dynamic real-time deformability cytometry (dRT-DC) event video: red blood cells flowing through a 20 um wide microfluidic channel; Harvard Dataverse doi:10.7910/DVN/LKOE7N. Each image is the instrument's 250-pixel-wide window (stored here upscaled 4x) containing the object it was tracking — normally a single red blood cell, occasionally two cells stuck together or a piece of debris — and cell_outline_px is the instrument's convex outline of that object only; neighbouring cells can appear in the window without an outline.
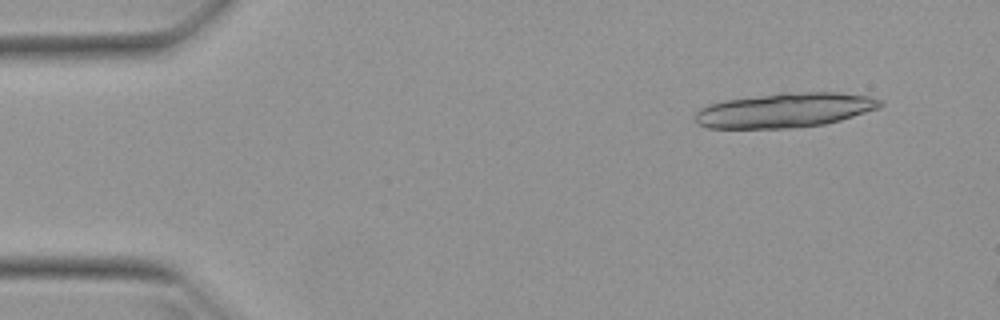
{"species": "Egyptian fruit bat (a non-hibernating species)", "species_latin": "Rousettus aegyptiacus", "temperature_condition": "warm", "stored_images_in_passage": 10, "camera_frame_rate_fps": 3000, "um_per_image_px": 0.085, "animal": {"sex": "female"}, "frame": {"image": 1, "passage_image": 4, "time_ms": 1.0, "image_size_px": [1000, 320], "cell_outline_px": [[884, 104], [880, 108], [840, 120], [824, 124], [796, 128], [708, 128], [700, 124], [696, 120], [696, 112], [700, 108], [708, 104], [724, 100], [780, 92], [840, 92], [868, 96], [884, 100]], "centroid_in_image_um": [66.76, 9.35], "position_along_channel_um": 18.2, "area_um2": 37.63}}